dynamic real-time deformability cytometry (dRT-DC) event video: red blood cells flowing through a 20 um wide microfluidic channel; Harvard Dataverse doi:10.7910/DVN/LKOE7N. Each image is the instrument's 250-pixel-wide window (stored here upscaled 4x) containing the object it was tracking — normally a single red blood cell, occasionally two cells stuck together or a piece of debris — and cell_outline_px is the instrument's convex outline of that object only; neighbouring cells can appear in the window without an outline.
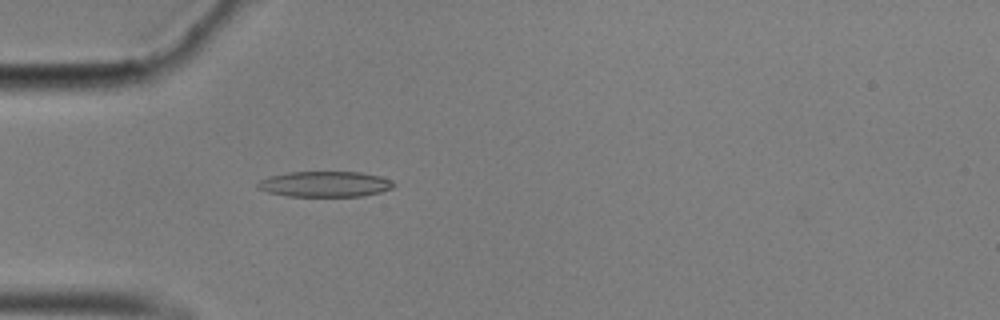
{"species": "common noctule bat (a hibernating species)", "species_latin": "Nyctalus noctula", "temperature_condition": "cold", "stored_images_in_passage": 52, "camera_frame_rate_fps": 3000, "um_per_image_px": 0.085, "animal": {"sex": "male", "body_mass_g": 17.9}, "frame": {"image": 1, "passage_image": 12, "time_ms": 3.667, "image_size_px": [1000, 320], "cell_outline_px": [[396, 184], [392, 188], [380, 192], [364, 196], [288, 196], [268, 192], [256, 188], [256, 184], [260, 180], [268, 176], [288, 172], [360, 172], [380, 176], [392, 180]], "centroid_in_image_um": [27.62, 15.64], "position_along_channel_um": 57.4, "area_um2": 20.4}}
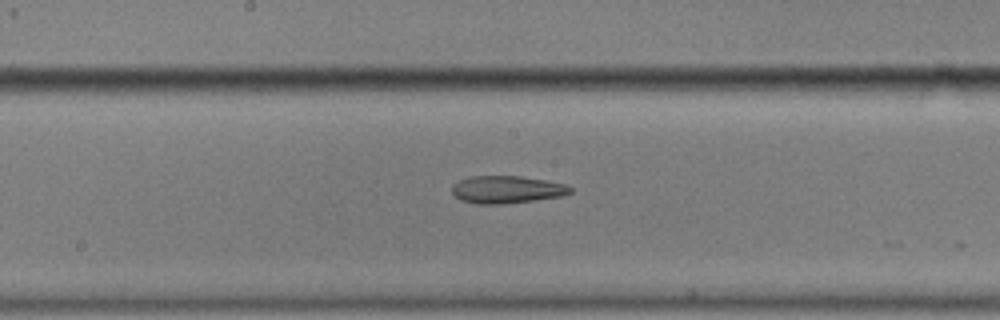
{"frame": {"image": 2, "passage_image": 25, "time_ms": 8.0, "image_size_px": [1000, 320], "cell_outline_px": [[572, 192], [564, 196], [536, 200], [500, 204], [476, 204], [460, 200], [452, 196], [452, 184], [468, 176], [520, 176], [544, 180], [564, 184], [572, 188]], "centroid_in_image_um": [43.03, 16.12], "position_along_channel_um": 205.2, "area_um2": 19.13}}
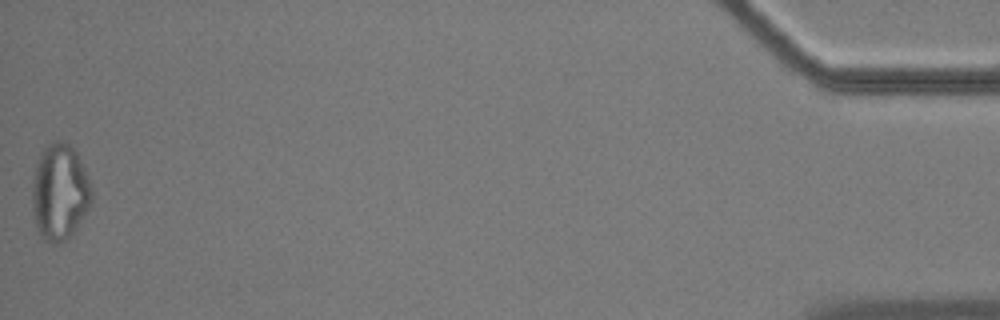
{"frame": {"image": 3, "passage_image": 52, "time_ms": 17.0, "image_size_px": [1000, 320], "cell_outline_px": [[92, 200], [84, 216], [72, 236], [60, 244], [52, 244], [44, 240], [40, 236], [36, 228], [32, 212], [32, 184], [36, 164], [40, 152], [48, 144], [56, 140], [60, 140], [68, 144], [76, 152], [84, 168], [92, 192]], "centroid_in_image_um": [5.05, 16.38], "position_along_channel_um": 430.2, "area_um2": 33.64}, "authors_computed_cell_mechanics": {"area_um2": 19.941, "velocity_mm_per_s": 3.5191, "shape_relaxation_time_tau1_ms": null, "shape_relaxation_time_tau2_ms": 4.6089, "deformation_change_tau1": null, "deformation_change_tau2": 0.1564}}